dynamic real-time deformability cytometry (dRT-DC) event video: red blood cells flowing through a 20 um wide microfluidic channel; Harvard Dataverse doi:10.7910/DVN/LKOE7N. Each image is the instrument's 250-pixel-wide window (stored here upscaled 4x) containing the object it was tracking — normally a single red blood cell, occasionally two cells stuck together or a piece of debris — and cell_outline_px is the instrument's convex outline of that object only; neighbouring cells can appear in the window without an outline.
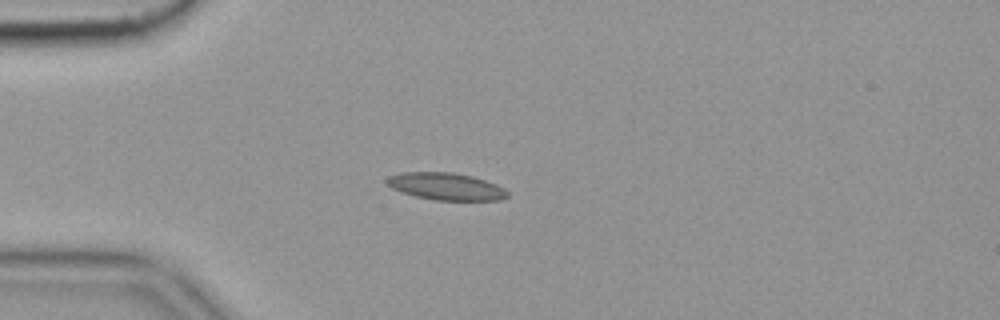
{"species": "common noctule bat (a hibernating species)", "species_latin": "Nyctalus noctula", "temperature_condition": "cold", "stored_images_in_passage": 49, "camera_frame_rate_fps": 3000, "um_per_image_px": 0.085, "animal": {"sex": "female", "body_mass_g": 19.9}, "frame": {"image": 1, "passage_image": 15, "time_ms": 4.667, "image_size_px": [1000, 320], "cell_outline_px": [[508, 196], [500, 200], [436, 200], [416, 196], [392, 188], [384, 180], [388, 176], [400, 172], [452, 172], [472, 176], [496, 184], [504, 188], [508, 192]], "centroid_in_image_um": [37.9, 15.83], "position_along_channel_um": 47.1, "area_um2": 19.02}, "authors_computed_cell_mechanics": {"area_um2": 18.6694, "velocity_mm_per_s": 3.5125, "shape_relaxation_time_tau1_ms": null, "shape_relaxation_time_tau2_ms": 5.6454, "deformation_change_tau1": null, "deformation_change_tau2": 0.1188}}